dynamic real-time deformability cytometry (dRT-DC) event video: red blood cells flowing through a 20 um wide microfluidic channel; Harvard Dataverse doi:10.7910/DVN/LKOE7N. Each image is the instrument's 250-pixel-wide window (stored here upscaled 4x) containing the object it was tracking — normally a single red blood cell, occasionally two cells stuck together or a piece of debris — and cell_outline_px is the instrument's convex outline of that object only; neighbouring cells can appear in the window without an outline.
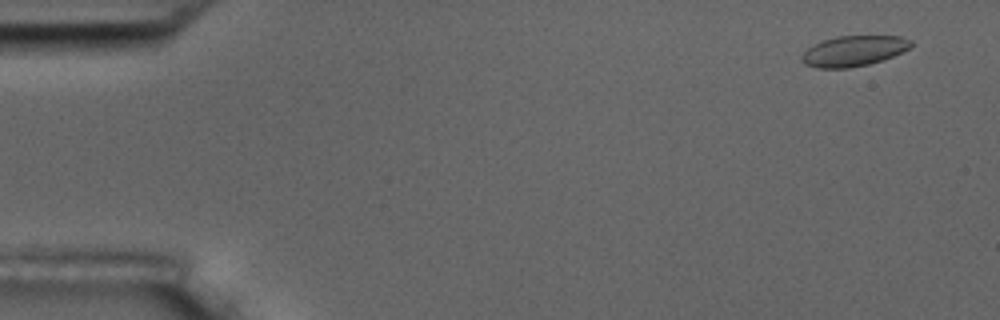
{"species": "common noctule bat (a hibernating species)", "species_latin": "Nyctalus noctula", "temperature_condition": "room temperature", "stored_images_in_passage": 57, "camera_frame_rate_fps": 3000, "um_per_image_px": 0.085, "animal": {"sex": "male", "body_mass_g": 17.5, "forearm_length_mm": 52.3}, "frame": {"image": 1, "passage_image": 4, "time_ms": 1.0, "image_size_px": [1000, 320], "cell_outline_px": [[912, 44], [908, 48], [892, 56], [868, 64], [848, 68], [816, 68], [804, 64], [800, 60], [800, 56], [812, 44], [836, 36], [900, 36], [912, 40]], "centroid_in_image_um": [72.5, 4.33], "position_along_channel_um": 12.5, "area_um2": 19.31}}
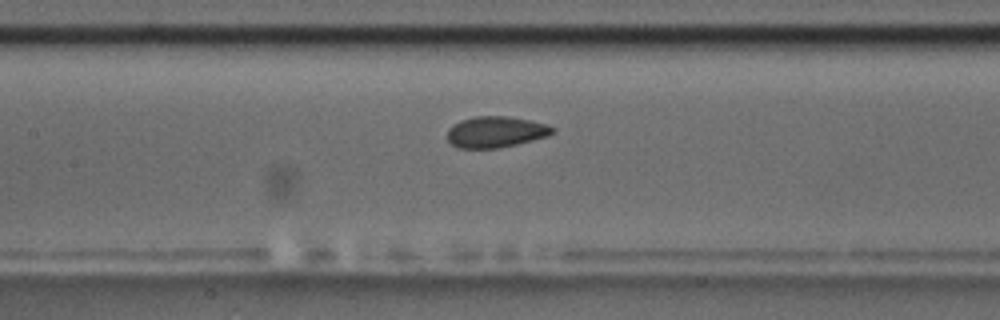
{"frame": {"image": 2, "passage_image": 27, "time_ms": 8.667, "image_size_px": [1000, 320], "cell_outline_px": [[556, 132], [548, 136], [500, 148], [460, 148], [452, 144], [448, 140], [448, 128], [452, 124], [460, 120], [472, 116], [508, 116], [548, 124], [556, 128]], "centroid_in_image_um": [42.15, 11.2], "position_along_channel_um": 165.2, "area_um2": 19.25}}
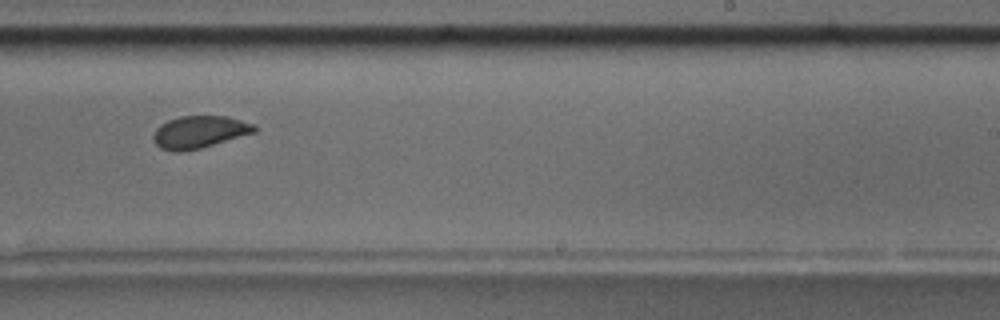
{"frame": {"image": 3, "passage_image": 36, "time_ms": 11.667, "image_size_px": [1000, 320], "cell_outline_px": [[256, 132], [200, 148], [180, 152], [172, 152], [160, 148], [156, 144], [152, 136], [156, 128], [160, 124], [168, 120], [180, 116], [228, 116], [256, 124]], "centroid_in_image_um": [16.94, 11.21], "position_along_channel_um": 272.1, "area_um2": 19.13}}